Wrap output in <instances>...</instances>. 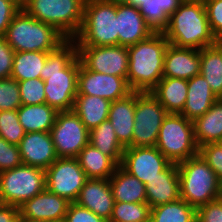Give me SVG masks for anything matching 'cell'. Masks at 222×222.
Masks as SVG:
<instances>
[{"label": "cell", "mask_w": 222, "mask_h": 222, "mask_svg": "<svg viewBox=\"0 0 222 222\" xmlns=\"http://www.w3.org/2000/svg\"><path fill=\"white\" fill-rule=\"evenodd\" d=\"M15 51L5 41L4 36H0V79L11 78Z\"/></svg>", "instance_id": "ee69618b"}, {"label": "cell", "mask_w": 222, "mask_h": 222, "mask_svg": "<svg viewBox=\"0 0 222 222\" xmlns=\"http://www.w3.org/2000/svg\"><path fill=\"white\" fill-rule=\"evenodd\" d=\"M29 0H19V9H23V6L25 3H27Z\"/></svg>", "instance_id": "f907efd6"}, {"label": "cell", "mask_w": 222, "mask_h": 222, "mask_svg": "<svg viewBox=\"0 0 222 222\" xmlns=\"http://www.w3.org/2000/svg\"><path fill=\"white\" fill-rule=\"evenodd\" d=\"M177 166L180 197L190 206L198 209L221 197L222 185L199 153Z\"/></svg>", "instance_id": "5b68a950"}, {"label": "cell", "mask_w": 222, "mask_h": 222, "mask_svg": "<svg viewBox=\"0 0 222 222\" xmlns=\"http://www.w3.org/2000/svg\"><path fill=\"white\" fill-rule=\"evenodd\" d=\"M104 1H107V2H112L114 4H127V3H130L131 0H104Z\"/></svg>", "instance_id": "c3c4849f"}, {"label": "cell", "mask_w": 222, "mask_h": 222, "mask_svg": "<svg viewBox=\"0 0 222 222\" xmlns=\"http://www.w3.org/2000/svg\"><path fill=\"white\" fill-rule=\"evenodd\" d=\"M150 213L147 202H115L109 222H150Z\"/></svg>", "instance_id": "e575fe53"}, {"label": "cell", "mask_w": 222, "mask_h": 222, "mask_svg": "<svg viewBox=\"0 0 222 222\" xmlns=\"http://www.w3.org/2000/svg\"><path fill=\"white\" fill-rule=\"evenodd\" d=\"M111 101L99 96L77 95L73 111L90 131L108 119Z\"/></svg>", "instance_id": "83f0119b"}, {"label": "cell", "mask_w": 222, "mask_h": 222, "mask_svg": "<svg viewBox=\"0 0 222 222\" xmlns=\"http://www.w3.org/2000/svg\"><path fill=\"white\" fill-rule=\"evenodd\" d=\"M184 0H146L138 9L154 33H163L169 17Z\"/></svg>", "instance_id": "4dcf8cb0"}, {"label": "cell", "mask_w": 222, "mask_h": 222, "mask_svg": "<svg viewBox=\"0 0 222 222\" xmlns=\"http://www.w3.org/2000/svg\"><path fill=\"white\" fill-rule=\"evenodd\" d=\"M58 158H77L89 143V130L73 111H59L50 130Z\"/></svg>", "instance_id": "8fae6325"}, {"label": "cell", "mask_w": 222, "mask_h": 222, "mask_svg": "<svg viewBox=\"0 0 222 222\" xmlns=\"http://www.w3.org/2000/svg\"><path fill=\"white\" fill-rule=\"evenodd\" d=\"M168 112L151 92H135L132 143L128 147H153Z\"/></svg>", "instance_id": "30bf717a"}, {"label": "cell", "mask_w": 222, "mask_h": 222, "mask_svg": "<svg viewBox=\"0 0 222 222\" xmlns=\"http://www.w3.org/2000/svg\"><path fill=\"white\" fill-rule=\"evenodd\" d=\"M58 111L46 103L21 105L17 109L18 120L25 132H50Z\"/></svg>", "instance_id": "4316f807"}, {"label": "cell", "mask_w": 222, "mask_h": 222, "mask_svg": "<svg viewBox=\"0 0 222 222\" xmlns=\"http://www.w3.org/2000/svg\"><path fill=\"white\" fill-rule=\"evenodd\" d=\"M4 38L15 52H52L67 40L53 26L30 16L24 9L14 15Z\"/></svg>", "instance_id": "277c9868"}, {"label": "cell", "mask_w": 222, "mask_h": 222, "mask_svg": "<svg viewBox=\"0 0 222 222\" xmlns=\"http://www.w3.org/2000/svg\"><path fill=\"white\" fill-rule=\"evenodd\" d=\"M76 203L109 222L115 204L109 179H88Z\"/></svg>", "instance_id": "d6986e66"}, {"label": "cell", "mask_w": 222, "mask_h": 222, "mask_svg": "<svg viewBox=\"0 0 222 222\" xmlns=\"http://www.w3.org/2000/svg\"><path fill=\"white\" fill-rule=\"evenodd\" d=\"M73 40L77 46L118 45L117 5L104 0H86L83 23Z\"/></svg>", "instance_id": "8992f818"}, {"label": "cell", "mask_w": 222, "mask_h": 222, "mask_svg": "<svg viewBox=\"0 0 222 222\" xmlns=\"http://www.w3.org/2000/svg\"><path fill=\"white\" fill-rule=\"evenodd\" d=\"M198 153L216 173L222 185V148L218 143H209L199 147Z\"/></svg>", "instance_id": "ab89813d"}, {"label": "cell", "mask_w": 222, "mask_h": 222, "mask_svg": "<svg viewBox=\"0 0 222 222\" xmlns=\"http://www.w3.org/2000/svg\"><path fill=\"white\" fill-rule=\"evenodd\" d=\"M200 74L217 98H222V42L200 49Z\"/></svg>", "instance_id": "f546056e"}, {"label": "cell", "mask_w": 222, "mask_h": 222, "mask_svg": "<svg viewBox=\"0 0 222 222\" xmlns=\"http://www.w3.org/2000/svg\"><path fill=\"white\" fill-rule=\"evenodd\" d=\"M188 80L163 77L151 93L168 113L180 114L185 106Z\"/></svg>", "instance_id": "d4e9b609"}, {"label": "cell", "mask_w": 222, "mask_h": 222, "mask_svg": "<svg viewBox=\"0 0 222 222\" xmlns=\"http://www.w3.org/2000/svg\"><path fill=\"white\" fill-rule=\"evenodd\" d=\"M18 147L22 164L43 170L58 158L50 132H28Z\"/></svg>", "instance_id": "2e32d148"}, {"label": "cell", "mask_w": 222, "mask_h": 222, "mask_svg": "<svg viewBox=\"0 0 222 222\" xmlns=\"http://www.w3.org/2000/svg\"><path fill=\"white\" fill-rule=\"evenodd\" d=\"M77 160L88 179H109L118 166L109 156L90 143L81 150Z\"/></svg>", "instance_id": "f1b7e54d"}, {"label": "cell", "mask_w": 222, "mask_h": 222, "mask_svg": "<svg viewBox=\"0 0 222 222\" xmlns=\"http://www.w3.org/2000/svg\"><path fill=\"white\" fill-rule=\"evenodd\" d=\"M147 203L151 208L180 199L177 164L171 163L159 176L145 184Z\"/></svg>", "instance_id": "44dd1931"}, {"label": "cell", "mask_w": 222, "mask_h": 222, "mask_svg": "<svg viewBox=\"0 0 222 222\" xmlns=\"http://www.w3.org/2000/svg\"><path fill=\"white\" fill-rule=\"evenodd\" d=\"M70 202L45 189L27 200L19 207L20 215L25 218L54 222L65 219Z\"/></svg>", "instance_id": "ac0fdd59"}, {"label": "cell", "mask_w": 222, "mask_h": 222, "mask_svg": "<svg viewBox=\"0 0 222 222\" xmlns=\"http://www.w3.org/2000/svg\"><path fill=\"white\" fill-rule=\"evenodd\" d=\"M222 148V138L217 142Z\"/></svg>", "instance_id": "f5cc1de1"}, {"label": "cell", "mask_w": 222, "mask_h": 222, "mask_svg": "<svg viewBox=\"0 0 222 222\" xmlns=\"http://www.w3.org/2000/svg\"><path fill=\"white\" fill-rule=\"evenodd\" d=\"M46 189L68 202H76L88 180L77 158H57L46 170Z\"/></svg>", "instance_id": "7c38bea8"}, {"label": "cell", "mask_w": 222, "mask_h": 222, "mask_svg": "<svg viewBox=\"0 0 222 222\" xmlns=\"http://www.w3.org/2000/svg\"><path fill=\"white\" fill-rule=\"evenodd\" d=\"M127 78L87 69L79 59L77 95L99 96L111 102L132 93Z\"/></svg>", "instance_id": "5bb4252c"}, {"label": "cell", "mask_w": 222, "mask_h": 222, "mask_svg": "<svg viewBox=\"0 0 222 222\" xmlns=\"http://www.w3.org/2000/svg\"><path fill=\"white\" fill-rule=\"evenodd\" d=\"M169 42L164 33L128 47L127 82L134 92H151L163 78L165 50Z\"/></svg>", "instance_id": "3957f363"}, {"label": "cell", "mask_w": 222, "mask_h": 222, "mask_svg": "<svg viewBox=\"0 0 222 222\" xmlns=\"http://www.w3.org/2000/svg\"><path fill=\"white\" fill-rule=\"evenodd\" d=\"M135 115V92L111 102L108 119L118 141L126 148L132 143Z\"/></svg>", "instance_id": "7402d4cb"}, {"label": "cell", "mask_w": 222, "mask_h": 222, "mask_svg": "<svg viewBox=\"0 0 222 222\" xmlns=\"http://www.w3.org/2000/svg\"><path fill=\"white\" fill-rule=\"evenodd\" d=\"M22 164L19 147L0 136V173Z\"/></svg>", "instance_id": "60d3db41"}, {"label": "cell", "mask_w": 222, "mask_h": 222, "mask_svg": "<svg viewBox=\"0 0 222 222\" xmlns=\"http://www.w3.org/2000/svg\"><path fill=\"white\" fill-rule=\"evenodd\" d=\"M26 134L18 120L17 110L0 111V136L8 143L19 145Z\"/></svg>", "instance_id": "d590c367"}, {"label": "cell", "mask_w": 222, "mask_h": 222, "mask_svg": "<svg viewBox=\"0 0 222 222\" xmlns=\"http://www.w3.org/2000/svg\"><path fill=\"white\" fill-rule=\"evenodd\" d=\"M157 149L171 162L179 164L198 154L194 139V124L182 114L168 113L163 120Z\"/></svg>", "instance_id": "ba28073f"}, {"label": "cell", "mask_w": 222, "mask_h": 222, "mask_svg": "<svg viewBox=\"0 0 222 222\" xmlns=\"http://www.w3.org/2000/svg\"><path fill=\"white\" fill-rule=\"evenodd\" d=\"M86 0H29L23 9L37 20L53 26L66 39L79 33Z\"/></svg>", "instance_id": "52a82bcc"}, {"label": "cell", "mask_w": 222, "mask_h": 222, "mask_svg": "<svg viewBox=\"0 0 222 222\" xmlns=\"http://www.w3.org/2000/svg\"><path fill=\"white\" fill-rule=\"evenodd\" d=\"M22 105H36L45 103V82L41 78L19 81Z\"/></svg>", "instance_id": "8d00e7d4"}, {"label": "cell", "mask_w": 222, "mask_h": 222, "mask_svg": "<svg viewBox=\"0 0 222 222\" xmlns=\"http://www.w3.org/2000/svg\"><path fill=\"white\" fill-rule=\"evenodd\" d=\"M109 184L115 202H147L145 184L125 171L120 165L109 178Z\"/></svg>", "instance_id": "cb8c5ba5"}, {"label": "cell", "mask_w": 222, "mask_h": 222, "mask_svg": "<svg viewBox=\"0 0 222 222\" xmlns=\"http://www.w3.org/2000/svg\"><path fill=\"white\" fill-rule=\"evenodd\" d=\"M194 139L198 146L217 143L222 138V98L194 122Z\"/></svg>", "instance_id": "484cf974"}, {"label": "cell", "mask_w": 222, "mask_h": 222, "mask_svg": "<svg viewBox=\"0 0 222 222\" xmlns=\"http://www.w3.org/2000/svg\"><path fill=\"white\" fill-rule=\"evenodd\" d=\"M80 62L93 72L105 73L127 78L128 47L115 46H77Z\"/></svg>", "instance_id": "4fadbf2b"}, {"label": "cell", "mask_w": 222, "mask_h": 222, "mask_svg": "<svg viewBox=\"0 0 222 222\" xmlns=\"http://www.w3.org/2000/svg\"><path fill=\"white\" fill-rule=\"evenodd\" d=\"M210 30L217 42H222V0H203Z\"/></svg>", "instance_id": "f35d334b"}, {"label": "cell", "mask_w": 222, "mask_h": 222, "mask_svg": "<svg viewBox=\"0 0 222 222\" xmlns=\"http://www.w3.org/2000/svg\"><path fill=\"white\" fill-rule=\"evenodd\" d=\"M13 2L19 8V0H7Z\"/></svg>", "instance_id": "816d5d0a"}, {"label": "cell", "mask_w": 222, "mask_h": 222, "mask_svg": "<svg viewBox=\"0 0 222 222\" xmlns=\"http://www.w3.org/2000/svg\"><path fill=\"white\" fill-rule=\"evenodd\" d=\"M20 9L11 1L0 0V36H4L14 15Z\"/></svg>", "instance_id": "f6af8a7d"}, {"label": "cell", "mask_w": 222, "mask_h": 222, "mask_svg": "<svg viewBox=\"0 0 222 222\" xmlns=\"http://www.w3.org/2000/svg\"><path fill=\"white\" fill-rule=\"evenodd\" d=\"M78 72L77 44L73 39H67L56 50L48 53L40 72V78L45 82V103L58 112L73 110Z\"/></svg>", "instance_id": "6da1fadb"}, {"label": "cell", "mask_w": 222, "mask_h": 222, "mask_svg": "<svg viewBox=\"0 0 222 222\" xmlns=\"http://www.w3.org/2000/svg\"><path fill=\"white\" fill-rule=\"evenodd\" d=\"M89 143L109 156L117 165L121 164L125 147L118 141L109 119L89 131Z\"/></svg>", "instance_id": "1f68e13d"}, {"label": "cell", "mask_w": 222, "mask_h": 222, "mask_svg": "<svg viewBox=\"0 0 222 222\" xmlns=\"http://www.w3.org/2000/svg\"><path fill=\"white\" fill-rule=\"evenodd\" d=\"M171 162L153 147H126L120 166L146 184L149 180L159 176Z\"/></svg>", "instance_id": "9a60e30c"}, {"label": "cell", "mask_w": 222, "mask_h": 222, "mask_svg": "<svg viewBox=\"0 0 222 222\" xmlns=\"http://www.w3.org/2000/svg\"><path fill=\"white\" fill-rule=\"evenodd\" d=\"M18 222H45V221L33 220V219L22 217L20 215L19 218H18Z\"/></svg>", "instance_id": "7dc6e473"}, {"label": "cell", "mask_w": 222, "mask_h": 222, "mask_svg": "<svg viewBox=\"0 0 222 222\" xmlns=\"http://www.w3.org/2000/svg\"><path fill=\"white\" fill-rule=\"evenodd\" d=\"M19 216V207L9 204L0 205V222H18Z\"/></svg>", "instance_id": "bcb514c9"}, {"label": "cell", "mask_w": 222, "mask_h": 222, "mask_svg": "<svg viewBox=\"0 0 222 222\" xmlns=\"http://www.w3.org/2000/svg\"><path fill=\"white\" fill-rule=\"evenodd\" d=\"M118 45L129 47L150 37L154 32L147 25L138 7L117 4Z\"/></svg>", "instance_id": "e0dca14e"}, {"label": "cell", "mask_w": 222, "mask_h": 222, "mask_svg": "<svg viewBox=\"0 0 222 222\" xmlns=\"http://www.w3.org/2000/svg\"><path fill=\"white\" fill-rule=\"evenodd\" d=\"M163 33L169 44L176 47L200 50L217 43L209 27L203 0H184L169 17Z\"/></svg>", "instance_id": "7a4b0ae2"}, {"label": "cell", "mask_w": 222, "mask_h": 222, "mask_svg": "<svg viewBox=\"0 0 222 222\" xmlns=\"http://www.w3.org/2000/svg\"><path fill=\"white\" fill-rule=\"evenodd\" d=\"M200 74V50L168 44L165 50L163 77L189 80Z\"/></svg>", "instance_id": "ffe728a7"}, {"label": "cell", "mask_w": 222, "mask_h": 222, "mask_svg": "<svg viewBox=\"0 0 222 222\" xmlns=\"http://www.w3.org/2000/svg\"><path fill=\"white\" fill-rule=\"evenodd\" d=\"M196 209L183 199L151 208L150 222H193Z\"/></svg>", "instance_id": "836d02e7"}, {"label": "cell", "mask_w": 222, "mask_h": 222, "mask_svg": "<svg viewBox=\"0 0 222 222\" xmlns=\"http://www.w3.org/2000/svg\"><path fill=\"white\" fill-rule=\"evenodd\" d=\"M22 105L18 81L0 79V111L17 110Z\"/></svg>", "instance_id": "74e56055"}, {"label": "cell", "mask_w": 222, "mask_h": 222, "mask_svg": "<svg viewBox=\"0 0 222 222\" xmlns=\"http://www.w3.org/2000/svg\"><path fill=\"white\" fill-rule=\"evenodd\" d=\"M64 220L66 222H107L89 209L78 205L76 202L69 204Z\"/></svg>", "instance_id": "b9f144b4"}, {"label": "cell", "mask_w": 222, "mask_h": 222, "mask_svg": "<svg viewBox=\"0 0 222 222\" xmlns=\"http://www.w3.org/2000/svg\"><path fill=\"white\" fill-rule=\"evenodd\" d=\"M49 52H15L11 78L19 81L40 78Z\"/></svg>", "instance_id": "d6a6232c"}, {"label": "cell", "mask_w": 222, "mask_h": 222, "mask_svg": "<svg viewBox=\"0 0 222 222\" xmlns=\"http://www.w3.org/2000/svg\"><path fill=\"white\" fill-rule=\"evenodd\" d=\"M217 99L206 79L201 74L196 75L188 80L187 100L180 114L194 122L204 115Z\"/></svg>", "instance_id": "603a6c76"}, {"label": "cell", "mask_w": 222, "mask_h": 222, "mask_svg": "<svg viewBox=\"0 0 222 222\" xmlns=\"http://www.w3.org/2000/svg\"><path fill=\"white\" fill-rule=\"evenodd\" d=\"M54 222H66L65 220H60V221H54Z\"/></svg>", "instance_id": "db71d44e"}, {"label": "cell", "mask_w": 222, "mask_h": 222, "mask_svg": "<svg viewBox=\"0 0 222 222\" xmlns=\"http://www.w3.org/2000/svg\"><path fill=\"white\" fill-rule=\"evenodd\" d=\"M46 189V171L21 164L0 173L2 204L20 207Z\"/></svg>", "instance_id": "9c48e42d"}, {"label": "cell", "mask_w": 222, "mask_h": 222, "mask_svg": "<svg viewBox=\"0 0 222 222\" xmlns=\"http://www.w3.org/2000/svg\"><path fill=\"white\" fill-rule=\"evenodd\" d=\"M146 0H131L129 4L138 7L141 3L145 2Z\"/></svg>", "instance_id": "681fc988"}, {"label": "cell", "mask_w": 222, "mask_h": 222, "mask_svg": "<svg viewBox=\"0 0 222 222\" xmlns=\"http://www.w3.org/2000/svg\"><path fill=\"white\" fill-rule=\"evenodd\" d=\"M199 222H222V201L217 199L196 209Z\"/></svg>", "instance_id": "7bdbcfd3"}]
</instances>
